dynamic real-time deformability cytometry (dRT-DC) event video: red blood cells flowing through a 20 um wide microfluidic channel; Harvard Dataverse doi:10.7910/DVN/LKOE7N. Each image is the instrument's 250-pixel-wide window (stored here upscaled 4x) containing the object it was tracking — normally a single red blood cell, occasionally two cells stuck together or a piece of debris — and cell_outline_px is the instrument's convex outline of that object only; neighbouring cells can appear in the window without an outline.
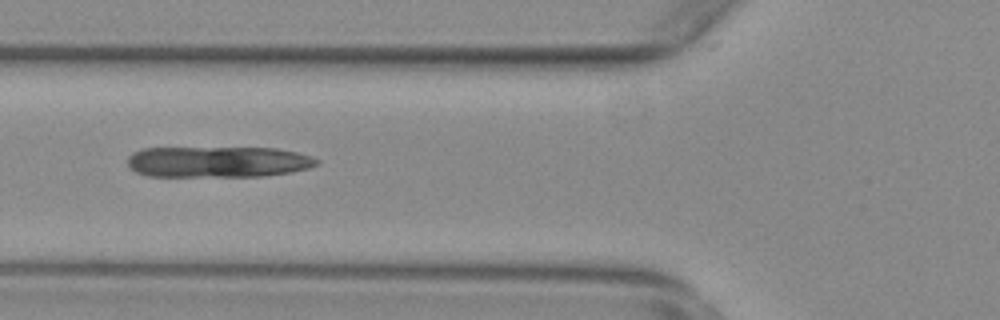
{"species": "common noctule bat (a hibernating species)", "species_latin": "Nyctalus noctula", "temperature_condition": "warm", "stored_images_in_passage": 25, "camera_frame_rate_fps": 3000, "um_per_image_px": 0.085, "animal": {"sex": "female", "body_mass_g": 29.2, "forearm_length_mm": 56.3}, "frame": {"image": 1, "passage_image": 4, "time_ms": 1.0, "image_size_px": [1000, 320], "cell_outline_px": [[320, 164], [308, 168], [292, 172], [264, 176], [148, 176], [136, 172], [128, 164], [128, 156], [132, 152], [144, 148], [276, 148], [296, 152], [312, 156], [320, 160]], "centroid_in_image_um": [18.56, 13.75], "position_along_channel_um": 107.2, "area_um2": 34.33}}